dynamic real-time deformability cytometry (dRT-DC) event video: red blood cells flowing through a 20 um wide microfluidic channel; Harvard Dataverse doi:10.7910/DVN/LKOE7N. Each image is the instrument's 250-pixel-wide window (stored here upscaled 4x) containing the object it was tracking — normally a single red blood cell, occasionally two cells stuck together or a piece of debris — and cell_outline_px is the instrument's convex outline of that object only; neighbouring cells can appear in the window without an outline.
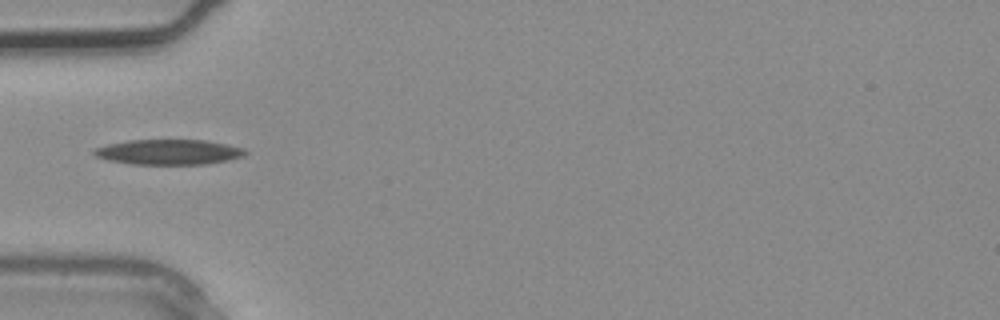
{"species": "common noctule bat (a hibernating species)", "species_latin": "Nyctalus noctula", "temperature_condition": "warm", "stored_images_in_passage": 3, "camera_frame_rate_fps": 3000, "um_per_image_px": 0.085, "animal": {"sex": "male", "body_mass_g": 20.4}, "frame": {"image": 1, "passage_image": 3, "time_ms": 0.667, "image_size_px": [1000, 320], "cell_outline_px": [[248, 152], [244, 156], [228, 160], [204, 164], [132, 164], [108, 160], [96, 156], [92, 152], [96, 148], [108, 144], [128, 140], [208, 140], [228, 144], [244, 148]], "centroid_in_image_um": [14.38, 12.92], "position_along_channel_um": 70.6, "area_um2": 22.2}}